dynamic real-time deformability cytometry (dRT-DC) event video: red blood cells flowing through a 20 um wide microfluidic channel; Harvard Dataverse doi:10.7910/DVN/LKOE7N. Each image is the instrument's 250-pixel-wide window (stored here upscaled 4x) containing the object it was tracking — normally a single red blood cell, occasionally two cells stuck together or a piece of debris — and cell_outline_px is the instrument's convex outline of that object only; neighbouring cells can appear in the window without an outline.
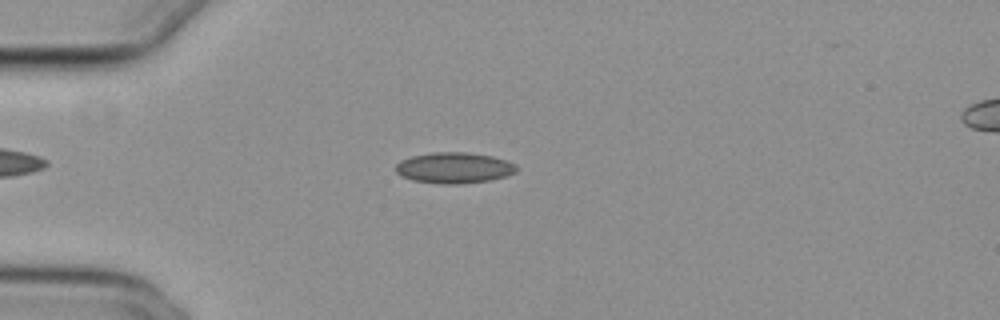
{"species": "common noctule bat (a hibernating species)", "species_latin": "Nyctalus noctula", "temperature_condition": "cold", "stored_images_in_passage": 34, "camera_frame_rate_fps": 3000, "um_per_image_px": 0.085, "animal": {"sex": "female", "body_mass_g": 29.2, "forearm_length_mm": 56.3}, "frame": {"image": 1, "passage_image": 6, "time_ms": 1.667, "image_size_px": [1000, 320], "cell_outline_px": [[516, 172], [508, 176], [492, 180], [460, 184], [440, 184], [412, 180], [400, 176], [396, 172], [396, 164], [400, 160], [412, 156], [432, 152], [468, 152], [492, 156], [516, 164]], "centroid_in_image_um": [38.59, 14.27], "position_along_channel_um": 46.4, "area_um2": 21.96}}
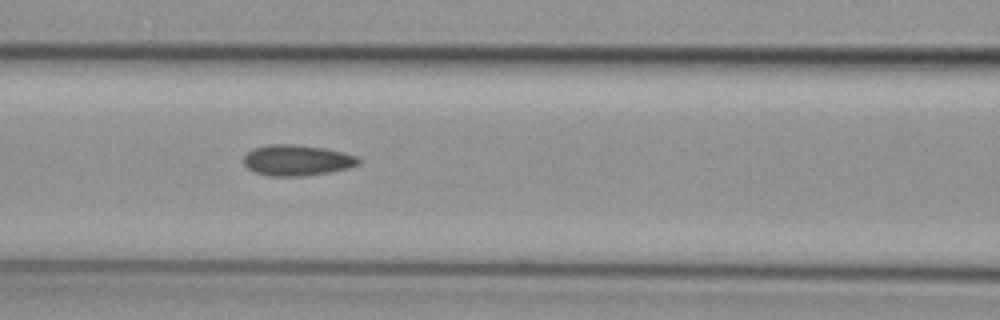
{"frame": {"image": 2, "passage_image": 15, "time_ms": 4.667, "image_size_px": [1000, 320], "cell_outline_px": [[360, 164], [348, 168], [332, 172], [308, 176], [268, 176], [252, 172], [244, 164], [244, 156], [252, 148], [268, 144], [292, 144], [324, 148], [356, 156], [360, 160]], "centroid_in_image_um": [25.21, 13.63], "position_along_channel_um": 141.4, "area_um2": 20.81}}
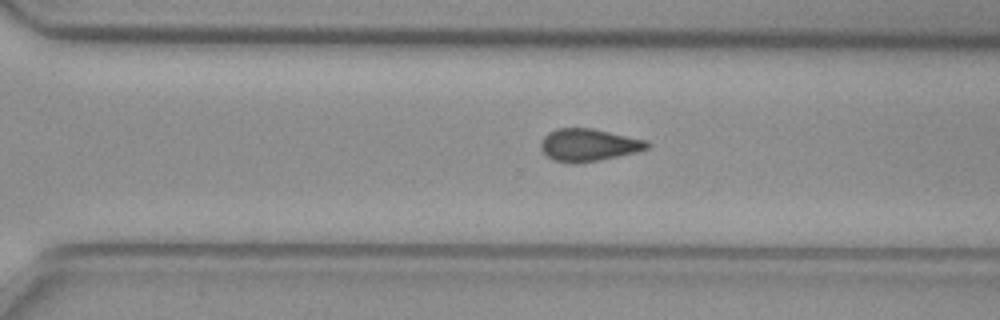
{"frame": {"image": 3, "passage_image": 29, "time_ms": 9.333, "image_size_px": [1000, 320], "cell_outline_px": [[652, 144], [648, 148], [636, 152], [576, 164], [568, 164], [552, 160], [540, 148], [540, 144], [544, 136], [548, 132], [556, 128], [592, 128], [648, 140]], "centroid_in_image_um": [50.02, 12.32], "position_along_channel_um": 320.6, "area_um2": 20.23}, "authors_computed_cell_mechanics": {"area_um2": 20.4612, "velocity_mm_per_s": 3.8512, "shape_relaxation_time_tau1_ms": null, "shape_relaxation_time_tau2_ms": 3.8599, "deformation_change_tau1": null, "deformation_change_tau2": 0.1115}}